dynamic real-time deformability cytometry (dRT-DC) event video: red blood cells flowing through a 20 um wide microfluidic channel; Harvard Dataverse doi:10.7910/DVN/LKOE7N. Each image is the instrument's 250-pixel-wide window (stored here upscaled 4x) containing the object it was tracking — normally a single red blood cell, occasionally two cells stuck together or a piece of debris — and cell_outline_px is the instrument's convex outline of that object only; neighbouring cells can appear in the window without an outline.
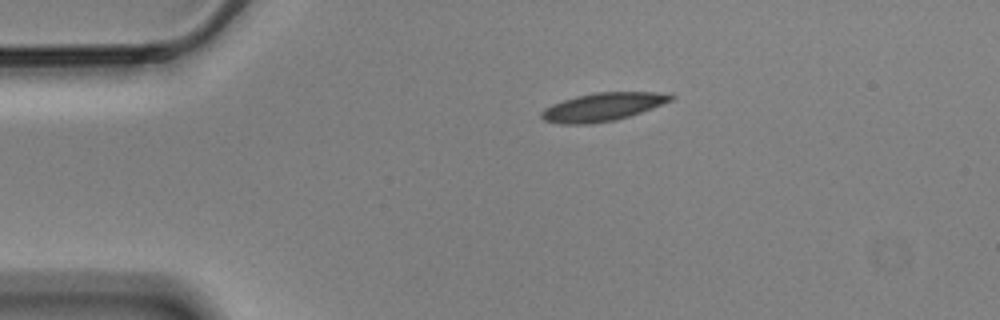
{"species": "Egyptian fruit bat (a non-hibernating species)", "species_latin": "Rousettus aegyptiacus", "temperature_condition": "cold", "stored_images_in_passage": 47, "camera_frame_rate_fps": 3000, "um_per_image_px": 0.085, "animal": {"sex": "male"}, "frame": {"image": 1, "passage_image": 1, "time_ms": 0.0, "image_size_px": [1000, 320], "cell_outline_px": [[676, 96], [672, 100], [652, 108], [616, 120], [588, 124], [560, 124], [544, 120], [540, 116], [540, 112], [544, 108], [552, 104], [576, 96], [596, 92], [660, 92]], "centroid_in_image_um": [51.2, 9.09], "position_along_channel_um": 33.8, "area_um2": 21.15}}
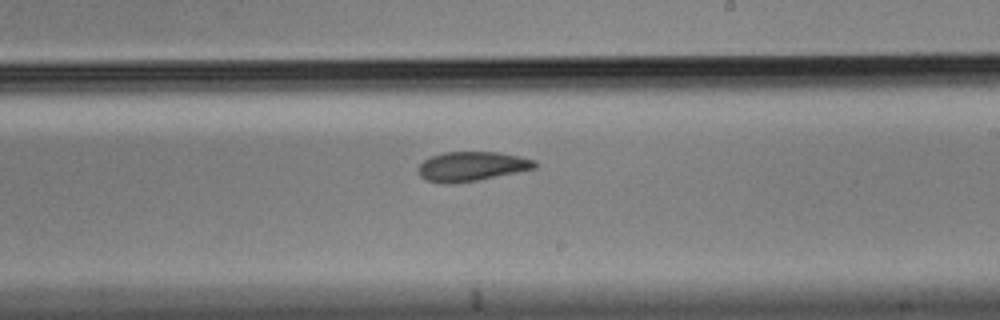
{"frame": {"image": 2, "passage_image": 23, "time_ms": 7.333, "image_size_px": [1000, 320], "cell_outline_px": [[536, 168], [476, 180], [448, 184], [444, 184], [424, 180], [420, 176], [420, 164], [424, 160], [432, 156], [444, 152], [500, 152], [520, 156], [536, 160]], "centroid_in_image_um": [40.1, 14.13], "position_along_channel_um": 248.9, "area_um2": 19.83}}
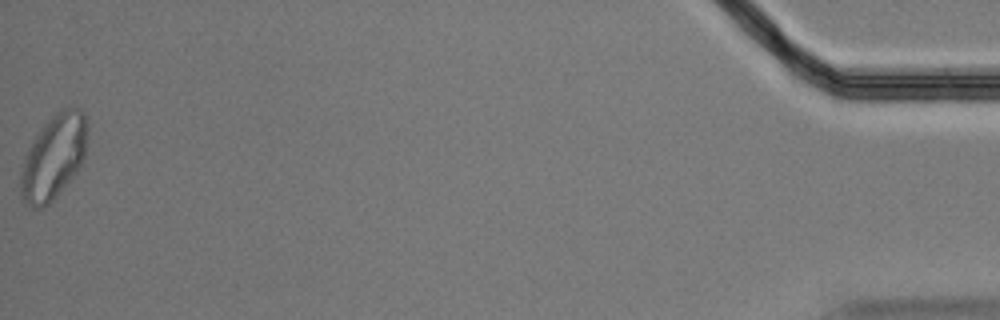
{"frame": {"image": 3, "passage_image": 47, "time_ms": 15.333, "image_size_px": [1000, 320], "cell_outline_px": [[88, 128], [84, 156], [76, 172], [56, 196], [48, 204], [40, 208], [32, 208], [20, 200], [20, 172], [24, 160], [36, 136], [44, 124], [56, 112], [64, 108], [76, 108], [84, 112]], "centroid_in_image_um": [4.55, 13.37], "position_along_channel_um": 430.7, "area_um2": 32.43}, "authors_computed_cell_mechanics": {"area_um2": 21.1548, "velocity_mm_per_s": 3.4774, "shape_relaxation_time_tau1_ms": 6.6836, "shape_relaxation_time_tau2_ms": 6.0243, "deformation_change_tau1": 0.1548, "deformation_change_tau2": 0.1214}}